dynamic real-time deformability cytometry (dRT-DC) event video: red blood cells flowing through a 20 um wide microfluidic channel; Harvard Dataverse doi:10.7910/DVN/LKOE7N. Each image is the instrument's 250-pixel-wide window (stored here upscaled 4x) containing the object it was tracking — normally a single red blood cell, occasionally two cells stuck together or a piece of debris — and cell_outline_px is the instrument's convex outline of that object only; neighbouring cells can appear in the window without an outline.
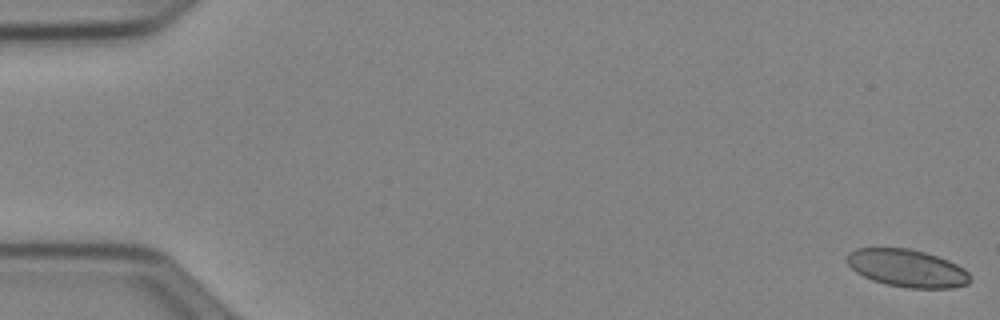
{"species": "Egyptian fruit bat (a non-hibernating species)", "species_latin": "Rousettus aegyptiacus", "temperature_condition": "cold", "stored_images_in_passage": 53, "camera_frame_rate_fps": 3000, "um_per_image_px": 0.085, "animal": {"sex": "female"}, "frame": {"image": 1, "passage_image": 1, "time_ms": 0.0, "image_size_px": [1000, 320], "cell_outline_px": [[972, 280], [968, 284], [952, 288], [908, 288], [888, 284], [872, 280], [856, 272], [844, 260], [848, 252], [856, 248], [912, 248], [948, 260], [964, 268], [972, 276]], "centroid_in_image_um": [77.11, 22.79], "position_along_channel_um": 7.9, "area_um2": 27.17}}
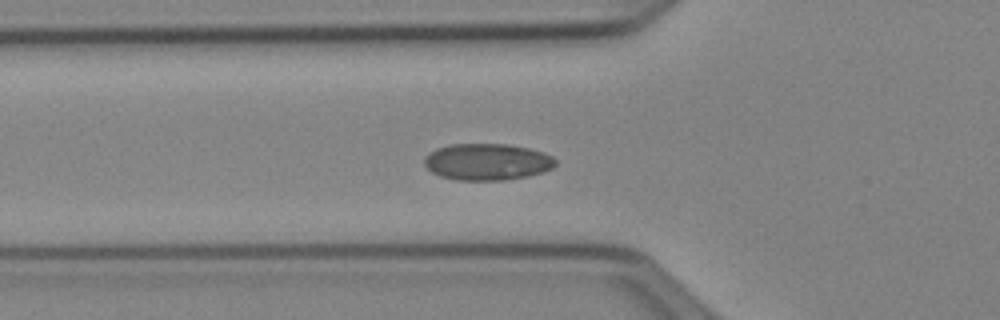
{"frame": {"image": 2, "passage_image": 19, "time_ms": 6.0, "image_size_px": [1000, 320], "cell_outline_px": [[556, 164], [552, 168], [544, 172], [528, 176], [504, 180], [456, 180], [440, 176], [432, 172], [424, 164], [424, 156], [436, 148], [452, 144], [504, 144], [528, 148], [544, 152], [552, 156], [556, 160]], "centroid_in_image_um": [41.41, 13.76], "position_along_channel_um": 84.4, "area_um2": 28.09}}
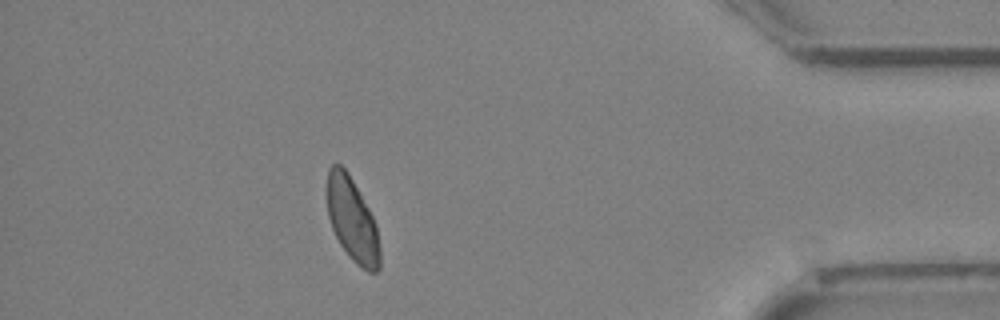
{"frame": {"image": 3, "passage_image": 47, "time_ms": 15.333, "image_size_px": [1000, 320], "cell_outline_px": [[380, 268], [376, 272], [368, 272], [360, 268], [352, 260], [340, 244], [332, 228], [328, 216], [324, 188], [328, 168], [332, 164], [340, 164], [348, 172], [368, 208], [376, 224], [380, 248]], "centroid_in_image_um": [29.9, 18.66], "position_along_channel_um": 405.3, "area_um2": 26.24}, "authors_computed_cell_mechanics": {"area_um2": 26.9926, "velocity_mm_per_s": 3.8991, "shape_relaxation_time_tau1_ms": 6.011, "shape_relaxation_time_tau2_ms": null, "deformation_change_tau1": 0.0835, "deformation_change_tau2": null}}